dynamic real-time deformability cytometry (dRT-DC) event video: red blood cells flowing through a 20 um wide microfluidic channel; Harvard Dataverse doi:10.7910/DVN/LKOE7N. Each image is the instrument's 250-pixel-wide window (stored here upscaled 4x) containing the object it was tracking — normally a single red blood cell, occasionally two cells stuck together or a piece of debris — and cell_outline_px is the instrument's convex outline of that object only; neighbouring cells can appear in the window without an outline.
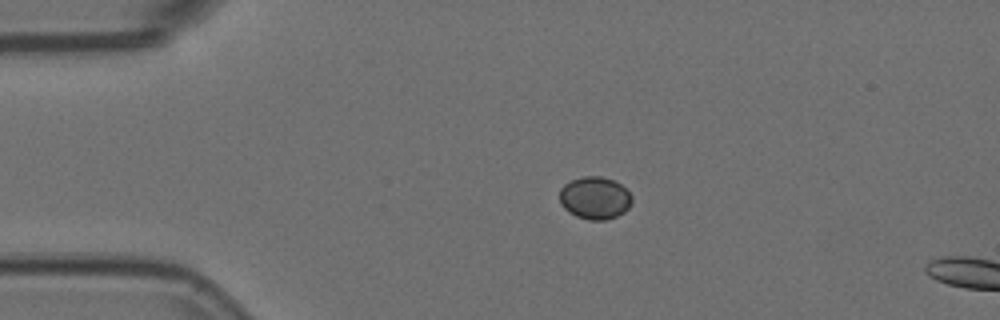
{"species": "Egyptian fruit bat (a non-hibernating species)", "species_latin": "Rousettus aegyptiacus", "temperature_condition": "room temperature", "stored_images_in_passage": 2, "camera_frame_rate_fps": 3000, "um_per_image_px": 0.085, "animal": {"sex": "female"}, "frame": {"image": 1, "passage_image": 1, "time_ms": 0.0, "image_size_px": [1000, 320], "cell_outline_px": [[632, 204], [624, 212], [616, 216], [604, 220], [588, 220], [576, 216], [568, 212], [560, 204], [560, 188], [564, 184], [572, 180], [584, 176], [600, 176], [612, 180], [620, 184], [632, 196]], "centroid_in_image_um": [50.55, 16.83], "position_along_channel_um": 34.5, "area_um2": 17.92}}